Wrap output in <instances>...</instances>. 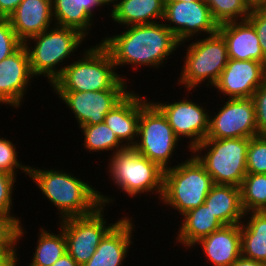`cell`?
<instances>
[{"label":"cell","mask_w":266,"mask_h":266,"mask_svg":"<svg viewBox=\"0 0 266 266\" xmlns=\"http://www.w3.org/2000/svg\"><path fill=\"white\" fill-rule=\"evenodd\" d=\"M8 19L24 43L54 25L52 0H22Z\"/></svg>","instance_id":"obj_18"},{"label":"cell","mask_w":266,"mask_h":266,"mask_svg":"<svg viewBox=\"0 0 266 266\" xmlns=\"http://www.w3.org/2000/svg\"><path fill=\"white\" fill-rule=\"evenodd\" d=\"M243 220L240 224L241 255L266 263V211L247 212Z\"/></svg>","instance_id":"obj_25"},{"label":"cell","mask_w":266,"mask_h":266,"mask_svg":"<svg viewBox=\"0 0 266 266\" xmlns=\"http://www.w3.org/2000/svg\"><path fill=\"white\" fill-rule=\"evenodd\" d=\"M16 176L0 171V213L11 217L18 225L23 223L19 217H16L12 212L13 208V190Z\"/></svg>","instance_id":"obj_33"},{"label":"cell","mask_w":266,"mask_h":266,"mask_svg":"<svg viewBox=\"0 0 266 266\" xmlns=\"http://www.w3.org/2000/svg\"><path fill=\"white\" fill-rule=\"evenodd\" d=\"M217 113L210 112L206 138H252L258 136L255 105L252 98L226 99Z\"/></svg>","instance_id":"obj_12"},{"label":"cell","mask_w":266,"mask_h":266,"mask_svg":"<svg viewBox=\"0 0 266 266\" xmlns=\"http://www.w3.org/2000/svg\"><path fill=\"white\" fill-rule=\"evenodd\" d=\"M22 0H0V10L8 17L16 10Z\"/></svg>","instance_id":"obj_39"},{"label":"cell","mask_w":266,"mask_h":266,"mask_svg":"<svg viewBox=\"0 0 266 266\" xmlns=\"http://www.w3.org/2000/svg\"><path fill=\"white\" fill-rule=\"evenodd\" d=\"M163 20L165 26L183 46L185 45L183 43L193 40L196 36L198 38V35L208 36L217 33L219 27L211 15L206 0L165 2Z\"/></svg>","instance_id":"obj_11"},{"label":"cell","mask_w":266,"mask_h":266,"mask_svg":"<svg viewBox=\"0 0 266 266\" xmlns=\"http://www.w3.org/2000/svg\"><path fill=\"white\" fill-rule=\"evenodd\" d=\"M80 4L84 6V8L94 16L95 8L98 10L103 5L100 3V0H80ZM99 7V8H98Z\"/></svg>","instance_id":"obj_41"},{"label":"cell","mask_w":266,"mask_h":266,"mask_svg":"<svg viewBox=\"0 0 266 266\" xmlns=\"http://www.w3.org/2000/svg\"><path fill=\"white\" fill-rule=\"evenodd\" d=\"M52 266H79L77 262L66 252Z\"/></svg>","instance_id":"obj_42"},{"label":"cell","mask_w":266,"mask_h":266,"mask_svg":"<svg viewBox=\"0 0 266 266\" xmlns=\"http://www.w3.org/2000/svg\"><path fill=\"white\" fill-rule=\"evenodd\" d=\"M249 140L250 138H206L191 152L203 164L214 184L240 187L247 174Z\"/></svg>","instance_id":"obj_8"},{"label":"cell","mask_w":266,"mask_h":266,"mask_svg":"<svg viewBox=\"0 0 266 266\" xmlns=\"http://www.w3.org/2000/svg\"><path fill=\"white\" fill-rule=\"evenodd\" d=\"M193 2V1H200V0H164V2Z\"/></svg>","instance_id":"obj_45"},{"label":"cell","mask_w":266,"mask_h":266,"mask_svg":"<svg viewBox=\"0 0 266 266\" xmlns=\"http://www.w3.org/2000/svg\"><path fill=\"white\" fill-rule=\"evenodd\" d=\"M85 38L75 29L53 25L51 29L26 40L23 44L28 52L32 74L35 78L42 75L47 77L51 86L65 68L61 63L71 58L79 46L86 42ZM31 43H34L33 47ZM60 65L63 67H58Z\"/></svg>","instance_id":"obj_5"},{"label":"cell","mask_w":266,"mask_h":266,"mask_svg":"<svg viewBox=\"0 0 266 266\" xmlns=\"http://www.w3.org/2000/svg\"><path fill=\"white\" fill-rule=\"evenodd\" d=\"M183 97L180 101L168 103L152 101L166 116L175 135L181 140L188 139L187 146L191 152L198 144L203 142L209 132L210 113L198 102Z\"/></svg>","instance_id":"obj_13"},{"label":"cell","mask_w":266,"mask_h":266,"mask_svg":"<svg viewBox=\"0 0 266 266\" xmlns=\"http://www.w3.org/2000/svg\"><path fill=\"white\" fill-rule=\"evenodd\" d=\"M258 135H266V81L253 93Z\"/></svg>","instance_id":"obj_37"},{"label":"cell","mask_w":266,"mask_h":266,"mask_svg":"<svg viewBox=\"0 0 266 266\" xmlns=\"http://www.w3.org/2000/svg\"><path fill=\"white\" fill-rule=\"evenodd\" d=\"M124 29V32L100 41L110 53L116 70L124 65H130L134 70L142 65L159 68L176 49L183 47L163 21Z\"/></svg>","instance_id":"obj_1"},{"label":"cell","mask_w":266,"mask_h":266,"mask_svg":"<svg viewBox=\"0 0 266 266\" xmlns=\"http://www.w3.org/2000/svg\"><path fill=\"white\" fill-rule=\"evenodd\" d=\"M218 32L227 44L228 56L234 60H254L266 65L259 37L248 20L219 25Z\"/></svg>","instance_id":"obj_19"},{"label":"cell","mask_w":266,"mask_h":266,"mask_svg":"<svg viewBox=\"0 0 266 266\" xmlns=\"http://www.w3.org/2000/svg\"><path fill=\"white\" fill-rule=\"evenodd\" d=\"M84 49L83 53H79L82 57L65 65L62 74L51 85L52 91L129 89L126 77L115 71L110 53L100 42Z\"/></svg>","instance_id":"obj_3"},{"label":"cell","mask_w":266,"mask_h":266,"mask_svg":"<svg viewBox=\"0 0 266 266\" xmlns=\"http://www.w3.org/2000/svg\"><path fill=\"white\" fill-rule=\"evenodd\" d=\"M140 119V94L130 92L105 116V124L111 128L125 147H133L138 137Z\"/></svg>","instance_id":"obj_21"},{"label":"cell","mask_w":266,"mask_h":266,"mask_svg":"<svg viewBox=\"0 0 266 266\" xmlns=\"http://www.w3.org/2000/svg\"><path fill=\"white\" fill-rule=\"evenodd\" d=\"M247 20L255 28L259 37L261 50L266 58V6L255 2Z\"/></svg>","instance_id":"obj_36"},{"label":"cell","mask_w":266,"mask_h":266,"mask_svg":"<svg viewBox=\"0 0 266 266\" xmlns=\"http://www.w3.org/2000/svg\"><path fill=\"white\" fill-rule=\"evenodd\" d=\"M38 240L35 246L29 266H52L66 252V239L63 230L59 233H50V230L41 228L38 233Z\"/></svg>","instance_id":"obj_27"},{"label":"cell","mask_w":266,"mask_h":266,"mask_svg":"<svg viewBox=\"0 0 266 266\" xmlns=\"http://www.w3.org/2000/svg\"><path fill=\"white\" fill-rule=\"evenodd\" d=\"M198 245L205 261L213 266H231L241 256L240 224L224 225L195 244Z\"/></svg>","instance_id":"obj_20"},{"label":"cell","mask_w":266,"mask_h":266,"mask_svg":"<svg viewBox=\"0 0 266 266\" xmlns=\"http://www.w3.org/2000/svg\"><path fill=\"white\" fill-rule=\"evenodd\" d=\"M241 201L245 211H266V174H246L241 185Z\"/></svg>","instance_id":"obj_30"},{"label":"cell","mask_w":266,"mask_h":266,"mask_svg":"<svg viewBox=\"0 0 266 266\" xmlns=\"http://www.w3.org/2000/svg\"><path fill=\"white\" fill-rule=\"evenodd\" d=\"M26 231V229L23 227L22 224L19 225L18 227V247L16 246L15 248H13L12 250H8L5 252H1L0 253V266H17L19 263L18 261V249L19 248V241L21 238L24 237V232ZM17 250V251H16Z\"/></svg>","instance_id":"obj_38"},{"label":"cell","mask_w":266,"mask_h":266,"mask_svg":"<svg viewBox=\"0 0 266 266\" xmlns=\"http://www.w3.org/2000/svg\"><path fill=\"white\" fill-rule=\"evenodd\" d=\"M29 177L47 200L56 206L60 220L86 216L93 213L100 205L109 206L113 199L104 195L91 183L80 180L71 171L40 169L29 166ZM89 183V184H88Z\"/></svg>","instance_id":"obj_2"},{"label":"cell","mask_w":266,"mask_h":266,"mask_svg":"<svg viewBox=\"0 0 266 266\" xmlns=\"http://www.w3.org/2000/svg\"><path fill=\"white\" fill-rule=\"evenodd\" d=\"M189 159L177 162L163 174V192L159 202L182 216L202 205L214 185L203 164L191 152Z\"/></svg>","instance_id":"obj_4"},{"label":"cell","mask_w":266,"mask_h":266,"mask_svg":"<svg viewBox=\"0 0 266 266\" xmlns=\"http://www.w3.org/2000/svg\"><path fill=\"white\" fill-rule=\"evenodd\" d=\"M132 217L121 218L101 239L90 260L83 266H122L130 252L133 231ZM124 261V262H123Z\"/></svg>","instance_id":"obj_17"},{"label":"cell","mask_w":266,"mask_h":266,"mask_svg":"<svg viewBox=\"0 0 266 266\" xmlns=\"http://www.w3.org/2000/svg\"><path fill=\"white\" fill-rule=\"evenodd\" d=\"M204 204L223 225L241 224L244 219L240 187L214 184Z\"/></svg>","instance_id":"obj_24"},{"label":"cell","mask_w":266,"mask_h":266,"mask_svg":"<svg viewBox=\"0 0 266 266\" xmlns=\"http://www.w3.org/2000/svg\"><path fill=\"white\" fill-rule=\"evenodd\" d=\"M104 205H100L93 213L86 216L69 217L58 222L66 239L67 253L79 266L87 263L101 239L120 220L107 223L104 219Z\"/></svg>","instance_id":"obj_10"},{"label":"cell","mask_w":266,"mask_h":266,"mask_svg":"<svg viewBox=\"0 0 266 266\" xmlns=\"http://www.w3.org/2000/svg\"><path fill=\"white\" fill-rule=\"evenodd\" d=\"M195 40L186 46L184 65L177 80L187 92L200 89L205 82L207 87H213L229 61L226 41L219 32Z\"/></svg>","instance_id":"obj_7"},{"label":"cell","mask_w":266,"mask_h":266,"mask_svg":"<svg viewBox=\"0 0 266 266\" xmlns=\"http://www.w3.org/2000/svg\"><path fill=\"white\" fill-rule=\"evenodd\" d=\"M18 227L11 217L0 213V253L18 246Z\"/></svg>","instance_id":"obj_34"},{"label":"cell","mask_w":266,"mask_h":266,"mask_svg":"<svg viewBox=\"0 0 266 266\" xmlns=\"http://www.w3.org/2000/svg\"><path fill=\"white\" fill-rule=\"evenodd\" d=\"M107 164L109 179L129 197L156 193L160 200L163 192V174L156 163L138 153L133 147H125L110 155ZM149 192V193H148Z\"/></svg>","instance_id":"obj_6"},{"label":"cell","mask_w":266,"mask_h":266,"mask_svg":"<svg viewBox=\"0 0 266 266\" xmlns=\"http://www.w3.org/2000/svg\"><path fill=\"white\" fill-rule=\"evenodd\" d=\"M180 225L175 244L186 249L195 248L202 238L224 226L204 203L182 215Z\"/></svg>","instance_id":"obj_23"},{"label":"cell","mask_w":266,"mask_h":266,"mask_svg":"<svg viewBox=\"0 0 266 266\" xmlns=\"http://www.w3.org/2000/svg\"><path fill=\"white\" fill-rule=\"evenodd\" d=\"M8 20V16L0 10V25H3Z\"/></svg>","instance_id":"obj_44"},{"label":"cell","mask_w":266,"mask_h":266,"mask_svg":"<svg viewBox=\"0 0 266 266\" xmlns=\"http://www.w3.org/2000/svg\"><path fill=\"white\" fill-rule=\"evenodd\" d=\"M110 16L114 23L124 27L143 25L164 21V0H120L110 10Z\"/></svg>","instance_id":"obj_22"},{"label":"cell","mask_w":266,"mask_h":266,"mask_svg":"<svg viewBox=\"0 0 266 266\" xmlns=\"http://www.w3.org/2000/svg\"><path fill=\"white\" fill-rule=\"evenodd\" d=\"M129 89H107L100 91H54L74 115L79 128L104 122L107 113L118 104Z\"/></svg>","instance_id":"obj_14"},{"label":"cell","mask_w":266,"mask_h":266,"mask_svg":"<svg viewBox=\"0 0 266 266\" xmlns=\"http://www.w3.org/2000/svg\"><path fill=\"white\" fill-rule=\"evenodd\" d=\"M12 142L7 138L0 137V171L16 176L18 169V171L21 170L25 175L29 176L30 165H23L22 161L19 162L17 144Z\"/></svg>","instance_id":"obj_32"},{"label":"cell","mask_w":266,"mask_h":266,"mask_svg":"<svg viewBox=\"0 0 266 266\" xmlns=\"http://www.w3.org/2000/svg\"><path fill=\"white\" fill-rule=\"evenodd\" d=\"M246 167L247 174H266V135L250 138Z\"/></svg>","instance_id":"obj_31"},{"label":"cell","mask_w":266,"mask_h":266,"mask_svg":"<svg viewBox=\"0 0 266 266\" xmlns=\"http://www.w3.org/2000/svg\"><path fill=\"white\" fill-rule=\"evenodd\" d=\"M231 266H266V263L240 256Z\"/></svg>","instance_id":"obj_40"},{"label":"cell","mask_w":266,"mask_h":266,"mask_svg":"<svg viewBox=\"0 0 266 266\" xmlns=\"http://www.w3.org/2000/svg\"><path fill=\"white\" fill-rule=\"evenodd\" d=\"M23 42L18 38L9 19L0 25V62L16 52Z\"/></svg>","instance_id":"obj_35"},{"label":"cell","mask_w":266,"mask_h":266,"mask_svg":"<svg viewBox=\"0 0 266 266\" xmlns=\"http://www.w3.org/2000/svg\"><path fill=\"white\" fill-rule=\"evenodd\" d=\"M84 137L83 149L90 153L102 151H113L111 154L125 148V146L118 140L113 130L109 128L105 122L95 125H83L80 127ZM115 149V150H114Z\"/></svg>","instance_id":"obj_28"},{"label":"cell","mask_w":266,"mask_h":266,"mask_svg":"<svg viewBox=\"0 0 266 266\" xmlns=\"http://www.w3.org/2000/svg\"><path fill=\"white\" fill-rule=\"evenodd\" d=\"M214 21L218 25L247 20L254 0H206Z\"/></svg>","instance_id":"obj_29"},{"label":"cell","mask_w":266,"mask_h":266,"mask_svg":"<svg viewBox=\"0 0 266 266\" xmlns=\"http://www.w3.org/2000/svg\"><path fill=\"white\" fill-rule=\"evenodd\" d=\"M33 77L28 52L23 44L0 62V104L20 108L31 81H34Z\"/></svg>","instance_id":"obj_16"},{"label":"cell","mask_w":266,"mask_h":266,"mask_svg":"<svg viewBox=\"0 0 266 266\" xmlns=\"http://www.w3.org/2000/svg\"><path fill=\"white\" fill-rule=\"evenodd\" d=\"M141 95L138 137L133 148L165 171L172 167V156L177 154L174 152L181 140L153 99L149 101Z\"/></svg>","instance_id":"obj_9"},{"label":"cell","mask_w":266,"mask_h":266,"mask_svg":"<svg viewBox=\"0 0 266 266\" xmlns=\"http://www.w3.org/2000/svg\"><path fill=\"white\" fill-rule=\"evenodd\" d=\"M258 3H260L261 5L266 6V0H260Z\"/></svg>","instance_id":"obj_46"},{"label":"cell","mask_w":266,"mask_h":266,"mask_svg":"<svg viewBox=\"0 0 266 266\" xmlns=\"http://www.w3.org/2000/svg\"><path fill=\"white\" fill-rule=\"evenodd\" d=\"M54 25L72 28L86 38L93 27L94 17L80 4V0H52ZM93 22V23H92Z\"/></svg>","instance_id":"obj_26"},{"label":"cell","mask_w":266,"mask_h":266,"mask_svg":"<svg viewBox=\"0 0 266 266\" xmlns=\"http://www.w3.org/2000/svg\"><path fill=\"white\" fill-rule=\"evenodd\" d=\"M266 81V65L254 60L229 58L219 80L213 86L227 99L252 98L257 88Z\"/></svg>","instance_id":"obj_15"},{"label":"cell","mask_w":266,"mask_h":266,"mask_svg":"<svg viewBox=\"0 0 266 266\" xmlns=\"http://www.w3.org/2000/svg\"><path fill=\"white\" fill-rule=\"evenodd\" d=\"M120 0H100V3L105 7V6H111V8L113 9ZM112 3V4H111Z\"/></svg>","instance_id":"obj_43"}]
</instances>
